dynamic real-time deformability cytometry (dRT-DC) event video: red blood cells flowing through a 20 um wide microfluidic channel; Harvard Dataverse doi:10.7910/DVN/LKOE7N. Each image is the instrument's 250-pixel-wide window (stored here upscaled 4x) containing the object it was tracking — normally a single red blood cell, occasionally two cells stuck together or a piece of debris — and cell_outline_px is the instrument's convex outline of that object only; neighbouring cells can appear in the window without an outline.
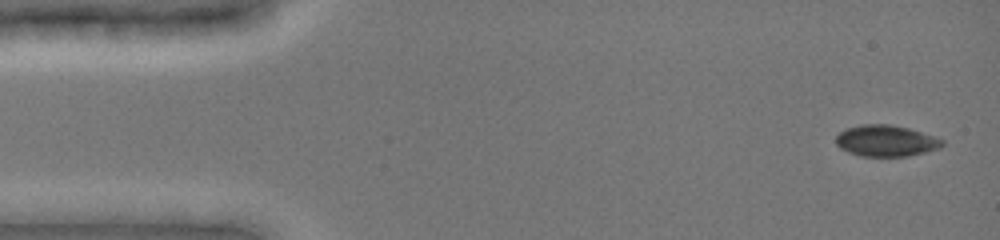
{"species": "common noctule bat (a hibernating species)", "species_latin": "Nyctalus noctula", "temperature_condition": "cold", "stored_images_in_passage": 6, "camera_frame_rate_fps": 3000, "um_per_image_px": 0.085, "animal": {"sex": "female", "body_mass_g": 19.0, "forearm_length_mm": 51.5}, "frame": {"image": 1, "passage_image": 1, "time_ms": 0.0, "image_size_px": [1000, 240], "cell_outline_px": [[944, 144], [940, 148], [908, 156], [860, 156], [848, 152], [840, 148], [836, 144], [836, 136], [840, 132], [848, 128], [860, 124], [888, 124], [908, 128], [936, 136], [944, 140]], "centroid_in_image_um": [75.32, 11.97], "position_along_channel_um": 9.7, "area_um2": 19.42}}
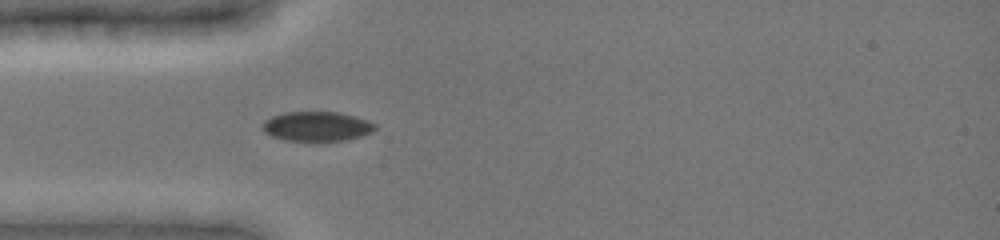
{"frame": {"image": 2, "passage_image": 6, "time_ms": 4.0, "image_size_px": [1000, 240], "cell_outline_px": [[376, 128], [372, 132], [348, 140], [284, 140], [272, 136], [264, 132], [260, 128], [260, 124], [264, 120], [272, 116], [284, 112], [340, 112], [356, 116], [368, 120], [376, 124]], "centroid_in_image_um": [26.91, 10.72], "position_along_channel_um": 58.1, "area_um2": 19.54}}